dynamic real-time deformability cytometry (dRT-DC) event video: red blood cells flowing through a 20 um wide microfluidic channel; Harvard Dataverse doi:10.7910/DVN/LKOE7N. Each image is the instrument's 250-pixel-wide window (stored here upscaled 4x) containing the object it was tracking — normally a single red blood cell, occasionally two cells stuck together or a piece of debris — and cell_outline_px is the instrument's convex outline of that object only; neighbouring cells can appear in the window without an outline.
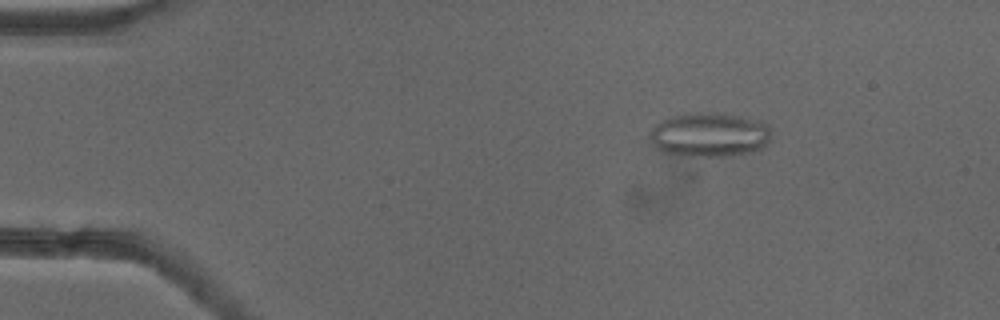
{"species": "common noctule bat (a hibernating species)", "species_latin": "Nyctalus noctula", "temperature_condition": "cold", "stored_images_in_passage": 6, "camera_frame_rate_fps": 3000, "um_per_image_px": 0.085, "animal": {"sex": "female"}, "frame": {"image": 1, "passage_image": 3, "time_ms": 0.667, "image_size_px": [1000, 320], "cell_outline_px": [[772, 140], [764, 148], [692, 180], [648, 136], [652, 128], [660, 120], [672, 116], [696, 112], [740, 116], [760, 120], [768, 124]], "centroid_in_image_um": [60.25, 11.92], "position_along_channel_um": 24.7, "area_um2": 38.73}}